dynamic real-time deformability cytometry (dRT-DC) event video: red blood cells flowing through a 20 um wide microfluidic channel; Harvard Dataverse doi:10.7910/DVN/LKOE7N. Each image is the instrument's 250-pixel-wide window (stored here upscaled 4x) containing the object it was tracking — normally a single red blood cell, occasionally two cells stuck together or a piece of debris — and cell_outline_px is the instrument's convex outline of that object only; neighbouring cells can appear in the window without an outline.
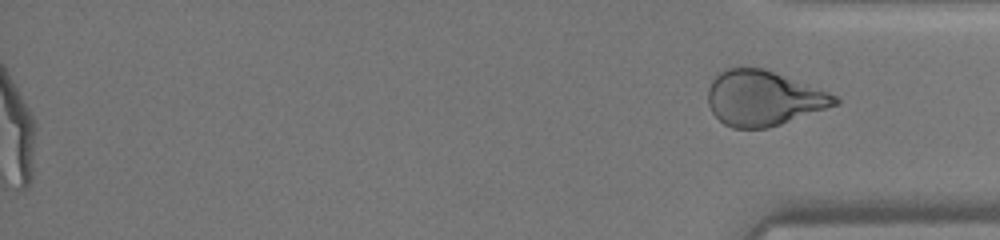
{"species": "human", "species_latin": "Homo sapiens", "temperature_condition": "warm", "stored_images_in_passage": 38, "segment_of_instrument_passage": [2, 2], "camera_frame_rate_fps": 3000, "um_per_image_px": 0.085, "donor": {"sex": "female"}, "frame": {"image": 1, "passage_image": 38, "time_ms": 15.0, "image_size_px": [1000, 240], "cell_outline_px": [[840, 104], [768, 128], [732, 128], [724, 124], [712, 112], [708, 104], [708, 88], [712, 80], [720, 72], [728, 68], [740, 64], [760, 68], [772, 72], [828, 92], [836, 96], [840, 100]], "centroid_in_image_um": [64.85, 8.34], "position_along_channel_um": 370.3, "area_um2": 40.63}}